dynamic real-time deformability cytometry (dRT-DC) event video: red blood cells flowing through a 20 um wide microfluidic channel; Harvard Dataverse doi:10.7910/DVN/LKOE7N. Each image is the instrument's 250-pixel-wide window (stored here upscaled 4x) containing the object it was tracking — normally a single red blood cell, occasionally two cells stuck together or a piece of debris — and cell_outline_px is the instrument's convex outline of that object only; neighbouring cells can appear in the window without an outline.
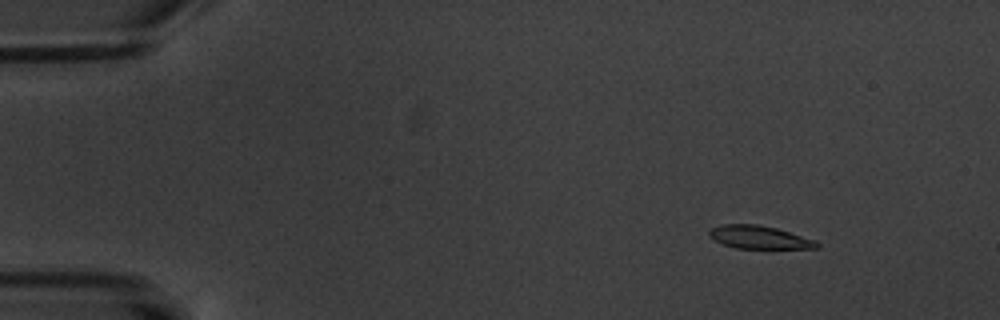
{"species": "common noctule bat (a hibernating species)", "species_latin": "Nyctalus noctula", "temperature_condition": "warm", "stored_images_in_passage": 4, "camera_frame_rate_fps": 3000, "um_per_image_px": 0.085, "animal": {"sex": "male", "body_mass_g": 20.1, "forearm_length_mm": 53.5}, "frame": {"image": 1, "passage_image": 2, "time_ms": 1.333, "image_size_px": [1000, 320], "cell_outline_px": [[820, 248], [736, 248], [724, 244], [708, 236], [708, 232], [712, 228], [724, 224], [756, 224], [776, 228], [816, 240], [820, 244]], "centroid_in_image_um": [64.56, 20.16], "position_along_channel_um": 20.4, "area_um2": 14.28}}